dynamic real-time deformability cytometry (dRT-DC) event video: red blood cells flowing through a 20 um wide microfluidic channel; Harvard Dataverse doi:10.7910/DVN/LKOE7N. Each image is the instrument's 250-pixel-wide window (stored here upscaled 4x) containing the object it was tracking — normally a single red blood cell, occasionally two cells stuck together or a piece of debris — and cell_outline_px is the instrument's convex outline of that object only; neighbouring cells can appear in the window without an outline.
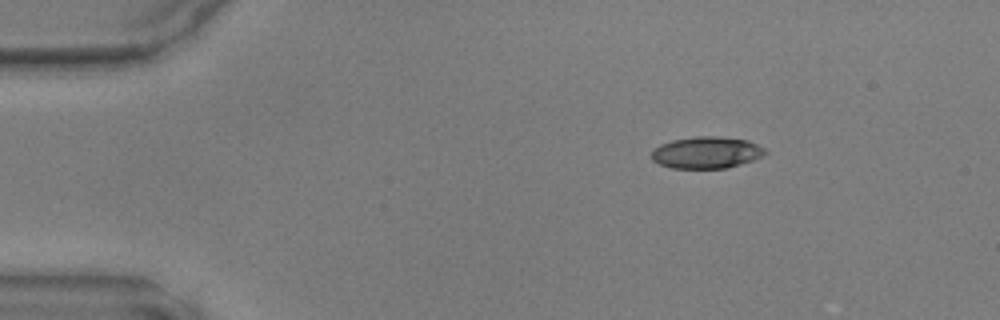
{"species": "common noctule bat (a hibernating species)", "species_latin": "Nyctalus noctula", "temperature_condition": "warm", "stored_images_in_passage": 41, "camera_frame_rate_fps": 3000, "um_per_image_px": 0.085, "animal": {"sex": "male", "body_mass_g": 17.9, "forearm_length_mm": 54.2}, "frame": {"image": 1, "passage_image": 1, "time_ms": 0.0, "image_size_px": [1000, 320], "cell_outline_px": [[768, 152], [764, 156], [740, 164], [724, 168], [672, 168], [660, 164], [652, 160], [652, 152], [660, 144], [672, 140], [696, 136], [716, 136], [748, 140], [764, 148]], "centroid_in_image_um": [60.06, 12.96], "position_along_channel_um": 24.9, "area_um2": 20.92}}
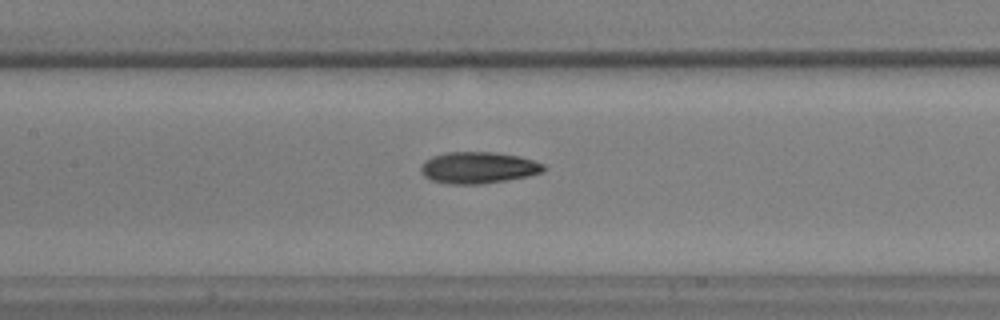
{"frame": {"image": 2, "passage_image": 16, "time_ms": 5.0, "image_size_px": [1000, 320], "cell_outline_px": [[548, 168], [544, 172], [528, 176], [480, 184], [448, 184], [432, 180], [424, 176], [420, 172], [420, 168], [424, 160], [432, 156], [448, 152], [496, 152], [520, 156], [544, 164]], "centroid_in_image_um": [40.66, 14.24], "position_along_channel_um": 166.7, "area_um2": 22.72}}
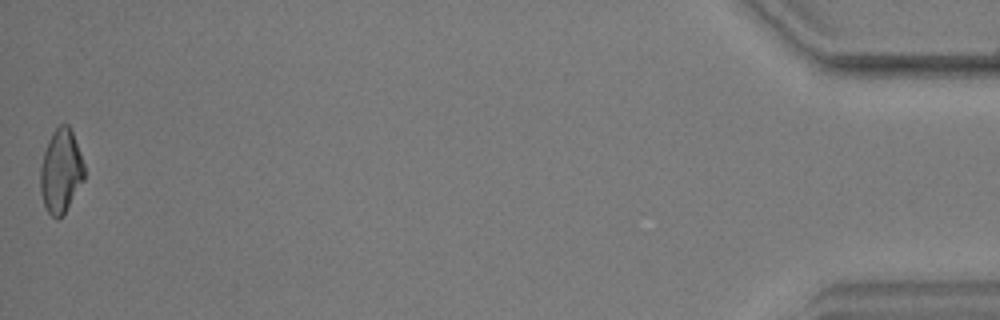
{"frame": {"image": 3, "passage_image": 41, "time_ms": 13.333, "image_size_px": [1000, 320], "cell_outline_px": [[84, 180], [64, 212], [56, 220], [48, 212], [44, 204], [40, 192], [40, 168], [44, 152], [48, 140], [52, 132], [60, 124], [68, 124], [72, 132], [80, 152], [84, 164]], "centroid_in_image_um": [5.16, 14.53], "position_along_channel_um": 430.0, "area_um2": 21.21}}